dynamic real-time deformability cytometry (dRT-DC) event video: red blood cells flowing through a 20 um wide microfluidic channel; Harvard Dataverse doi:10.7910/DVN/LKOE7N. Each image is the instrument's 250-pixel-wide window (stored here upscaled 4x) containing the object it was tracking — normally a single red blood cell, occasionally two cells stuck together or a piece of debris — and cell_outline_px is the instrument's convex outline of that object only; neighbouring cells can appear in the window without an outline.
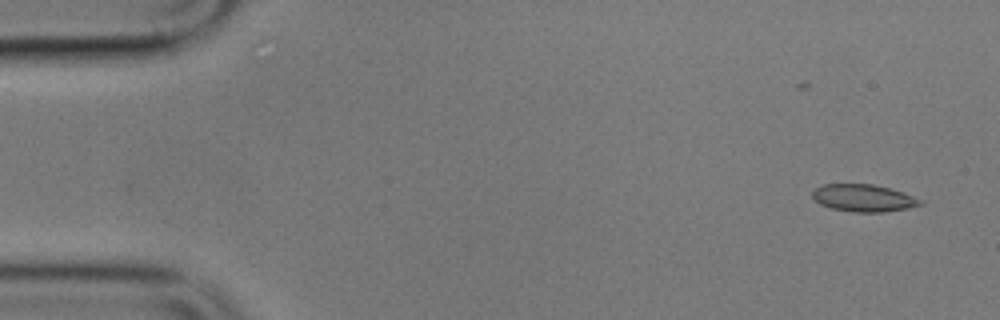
{"species": "common noctule bat (a hibernating species)", "species_latin": "Nyctalus noctula", "temperature_condition": "cold", "stored_images_in_passage": 5, "camera_frame_rate_fps": 3000, "um_per_image_px": 0.085, "animal": {"sex": "male", "body_mass_g": 17.9}, "frame": {"image": 1, "passage_image": 1, "time_ms": 0.0, "image_size_px": [1000, 320], "cell_outline_px": [[924, 204], [908, 208], [884, 212], [852, 212], [832, 208], [820, 204], [812, 196], [812, 192], [816, 188], [824, 184], [872, 184], [904, 192], [924, 200]], "centroid_in_image_um": [73.44, 16.83], "position_along_channel_um": 11.6, "area_um2": 17.17}}
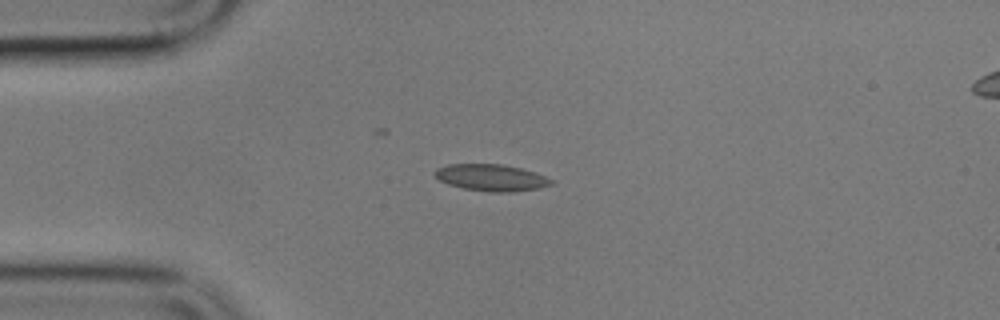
{"frame": {"image": 2, "passage_image": 4, "time_ms": 3.667, "image_size_px": [1000, 320], "cell_outline_px": [[556, 184], [540, 188], [512, 192], [492, 192], [464, 188], [448, 184], [440, 180], [432, 172], [436, 168], [448, 164], [504, 164], [520, 168], [556, 180]], "centroid_in_image_um": [41.79, 15.1], "position_along_channel_um": 43.2, "area_um2": 18.21}}